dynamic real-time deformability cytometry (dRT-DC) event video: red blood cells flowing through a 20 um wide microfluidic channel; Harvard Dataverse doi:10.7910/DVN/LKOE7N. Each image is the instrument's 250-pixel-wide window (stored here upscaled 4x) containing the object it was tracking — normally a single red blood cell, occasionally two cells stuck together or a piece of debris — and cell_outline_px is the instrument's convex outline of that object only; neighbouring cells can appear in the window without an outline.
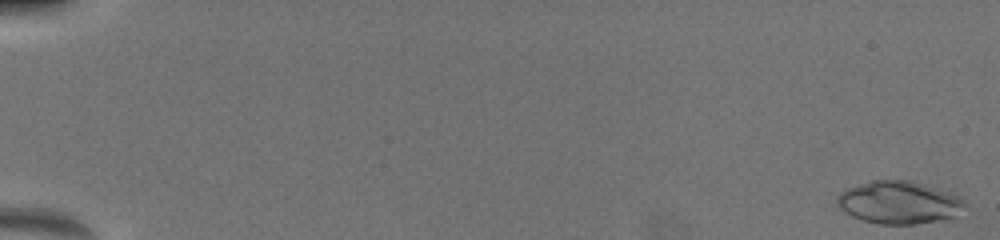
{"species": "common noctule bat (a hibernating species)", "species_latin": "Nyctalus noctula", "temperature_condition": "warm", "stored_images_in_passage": 31, "segment_of_instrument_passage": [1, 2], "camera_frame_rate_fps": 3000, "um_per_image_px": 0.085, "animal": {"sex": "female", "body_mass_g": 19.5, "forearm_length_mm": 54.1}, "frame": {"image": 1, "passage_image": 1, "time_ms": 0.0, "image_size_px": [1000, 240], "cell_outline_px": [[972, 208], [956, 216], [916, 224], [880, 224], [860, 220], [844, 212], [836, 204], [836, 196], [840, 192], [848, 188], [872, 180], [904, 180], [960, 200], [968, 204]], "centroid_in_image_um": [76.31, 17.26], "position_along_channel_um": 8.7, "area_um2": 30.81}}
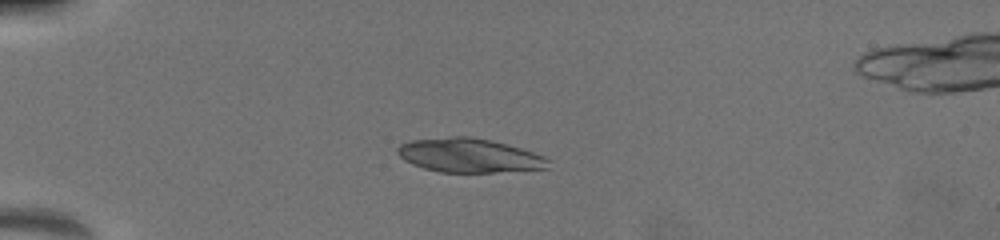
{"frame": {"image": 2, "passage_image": 8, "time_ms": 5.0, "image_size_px": [1000, 240], "cell_outline_px": [[548, 168], [492, 172], [440, 172], [424, 168], [412, 164], [404, 160], [396, 152], [396, 148], [400, 144], [412, 140], [452, 136], [468, 136], [488, 140], [520, 148], [544, 156], [548, 160]], "centroid_in_image_um": [39.82, 13.21], "position_along_channel_um": 45.2, "area_um2": 29.54}}